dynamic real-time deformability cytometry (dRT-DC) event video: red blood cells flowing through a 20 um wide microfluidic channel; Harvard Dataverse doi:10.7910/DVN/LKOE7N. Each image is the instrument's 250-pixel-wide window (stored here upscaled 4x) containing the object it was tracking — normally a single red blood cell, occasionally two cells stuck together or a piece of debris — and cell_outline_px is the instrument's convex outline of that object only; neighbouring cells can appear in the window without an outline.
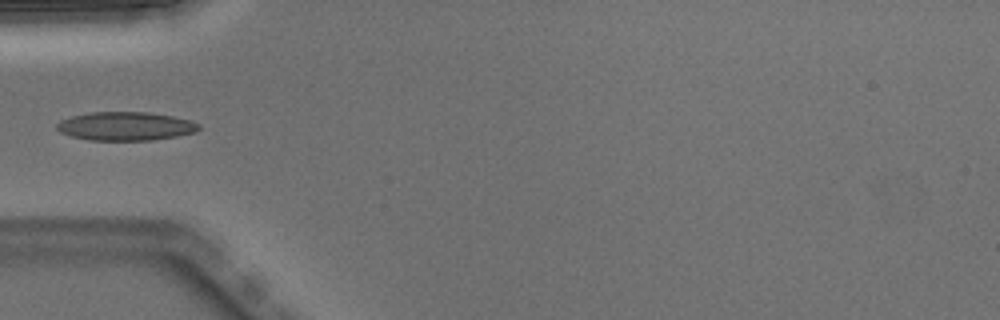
{"species": "Egyptian fruit bat (a non-hibernating species)", "species_latin": "Rousettus aegyptiacus", "temperature_condition": "warm", "stored_images_in_passage": 5, "camera_frame_rate_fps": 3000, "um_per_image_px": 0.085, "animal": {"sex": "male"}, "frame": {"image": 1, "passage_image": 5, "time_ms": 1.333, "image_size_px": [1000, 320], "cell_outline_px": [[200, 128], [196, 132], [176, 136], [152, 140], [88, 140], [72, 136], [60, 132], [56, 128], [56, 124], [60, 120], [72, 116], [88, 112], [148, 112], [172, 116], [188, 120], [200, 124]], "centroid_in_image_um": [10.65, 10.72], "position_along_channel_um": 74.3, "area_um2": 23.64}}